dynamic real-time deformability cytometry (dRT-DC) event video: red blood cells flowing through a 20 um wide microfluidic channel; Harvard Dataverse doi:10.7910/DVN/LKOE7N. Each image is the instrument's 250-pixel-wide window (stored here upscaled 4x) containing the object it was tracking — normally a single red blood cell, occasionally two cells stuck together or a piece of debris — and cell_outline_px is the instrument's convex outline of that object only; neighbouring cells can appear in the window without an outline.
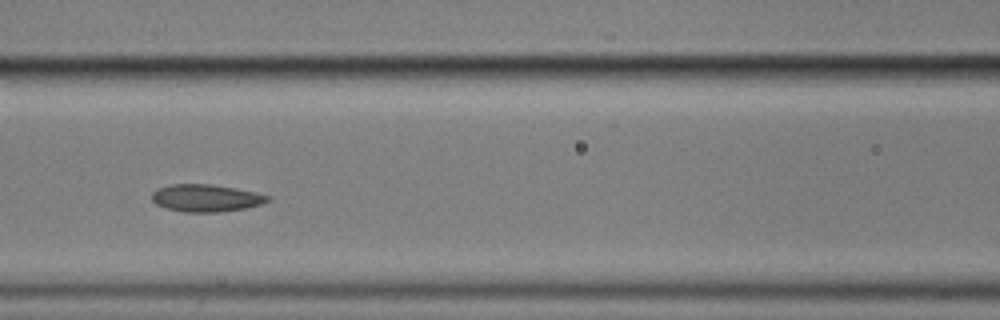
{"species": "common noctule bat (a hibernating species)", "species_latin": "Nyctalus noctula", "temperature_condition": "cold", "stored_images_in_passage": 11, "segment_of_instrument_passage": [1, 2], "camera_frame_rate_fps": 3000, "um_per_image_px": 0.085, "animal": {"sex": "male", "body_mass_g": 17.9}, "frame": {"image": 1, "passage_image": 7, "time_ms": 7.0, "image_size_px": [1000, 320], "cell_outline_px": [[272, 200], [248, 208], [216, 212], [184, 212], [168, 208], [156, 204], [152, 200], [152, 192], [168, 184], [212, 184], [256, 192], [272, 196]], "centroid_in_image_um": [17.55, 16.83], "position_along_channel_um": 149.0, "area_um2": 18.5}}
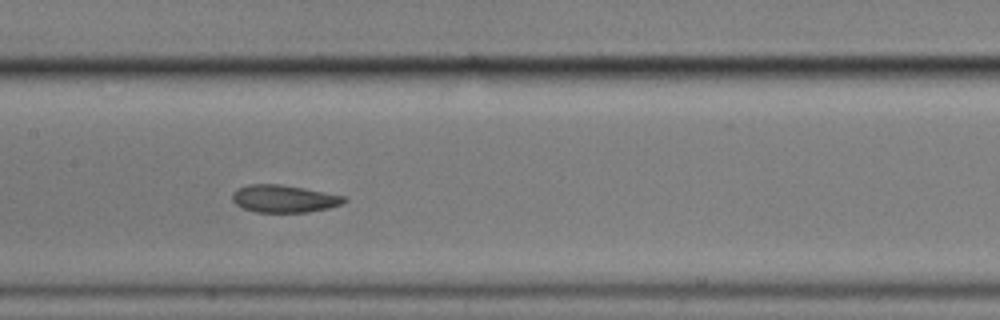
{"frame": {"image": 2, "passage_image": 8, "time_ms": 8.0, "image_size_px": [1000, 320], "cell_outline_px": [[348, 200], [344, 204], [328, 208], [308, 212], [256, 212], [244, 208], [236, 204], [232, 200], [232, 192], [248, 184], [280, 184], [304, 188], [348, 196]], "centroid_in_image_um": [24.2, 16.89], "position_along_channel_um": 183.2, "area_um2": 18.03}}
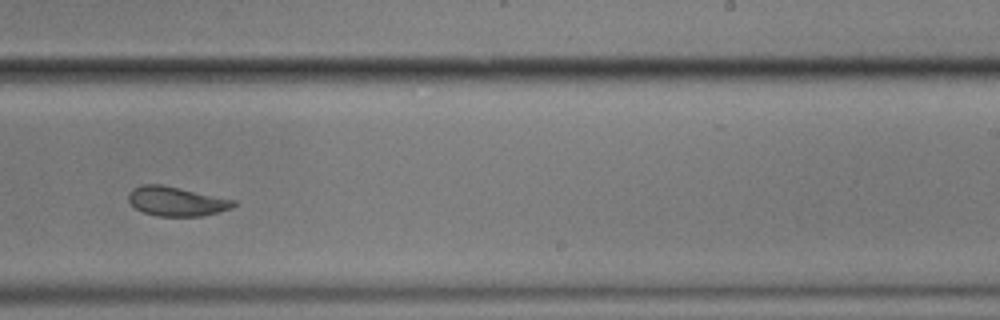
{"frame": {"image": 3, "passage_image": 10, "time_ms": 10.667, "image_size_px": [1000, 320], "cell_outline_px": [[236, 204], [232, 208], [200, 216], [156, 216], [144, 212], [136, 208], [128, 200], [128, 192], [132, 188], [140, 184], [160, 184], [236, 200]], "centroid_in_image_um": [14.96, 17.1], "position_along_channel_um": 274.0, "area_um2": 17.86}}